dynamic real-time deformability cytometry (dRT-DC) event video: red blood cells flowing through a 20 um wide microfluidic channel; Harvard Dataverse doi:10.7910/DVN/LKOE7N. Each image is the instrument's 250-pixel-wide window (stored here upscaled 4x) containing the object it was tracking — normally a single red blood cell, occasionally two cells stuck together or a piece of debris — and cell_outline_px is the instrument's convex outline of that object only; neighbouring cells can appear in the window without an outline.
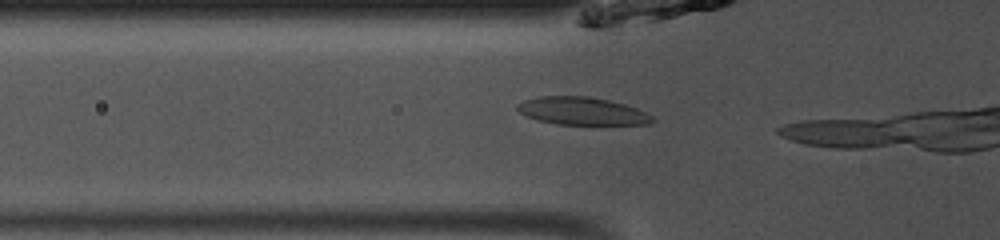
{"species": "common noctule bat (a hibernating species)", "species_latin": "Nyctalus noctula", "temperature_condition": "room temperature", "stored_images_in_passage": 4, "camera_frame_rate_fps": 3000, "um_per_image_px": 0.085, "animal": {"sex": "male", "body_mass_g": 13.0, "forearm_length_mm": 53.1}, "frame": {"image": 1, "passage_image": 2, "time_ms": 0.333, "image_size_px": [1000, 240], "cell_outline_px": [[656, 120], [648, 124], [556, 124], [536, 120], [524, 116], [516, 108], [516, 104], [524, 100], [540, 96], [588, 96], [608, 100], [624, 104], [648, 112]], "centroid_in_image_um": [49.45, 9.44], "position_along_channel_um": 76.4, "area_um2": 21.91}}